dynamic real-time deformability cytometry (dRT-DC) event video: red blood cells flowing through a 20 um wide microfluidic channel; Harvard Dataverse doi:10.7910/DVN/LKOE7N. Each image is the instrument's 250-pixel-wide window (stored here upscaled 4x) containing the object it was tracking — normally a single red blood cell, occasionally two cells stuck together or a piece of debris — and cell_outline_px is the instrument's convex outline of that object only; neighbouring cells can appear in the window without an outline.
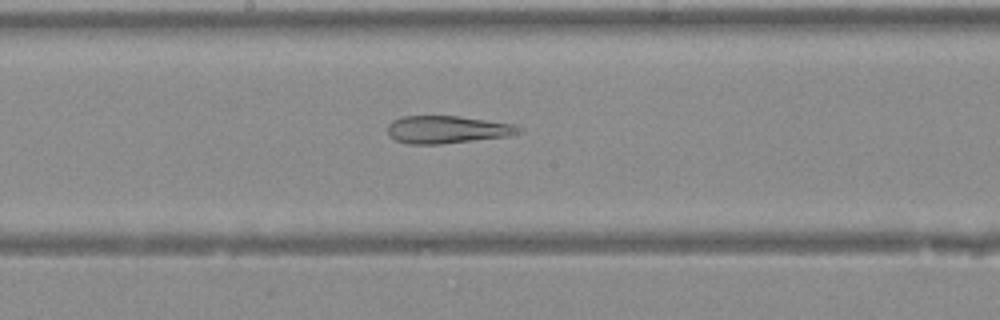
{"species": "Egyptian fruit bat (a non-hibernating species)", "species_latin": "Rousettus aegyptiacus", "temperature_condition": "warm", "stored_images_in_passage": 37, "camera_frame_rate_fps": 3000, "um_per_image_px": 0.085, "animal": {"sex": "female"}, "frame": {"image": 1, "passage_image": 18, "time_ms": 5.667, "image_size_px": [1000, 320], "cell_outline_px": [[524, 132], [504, 136], [440, 144], [408, 144], [396, 140], [388, 136], [388, 124], [392, 120], [404, 116], [456, 116], [516, 124]], "centroid_in_image_um": [37.97, 11.01], "position_along_channel_um": 210.2, "area_um2": 20.92}}
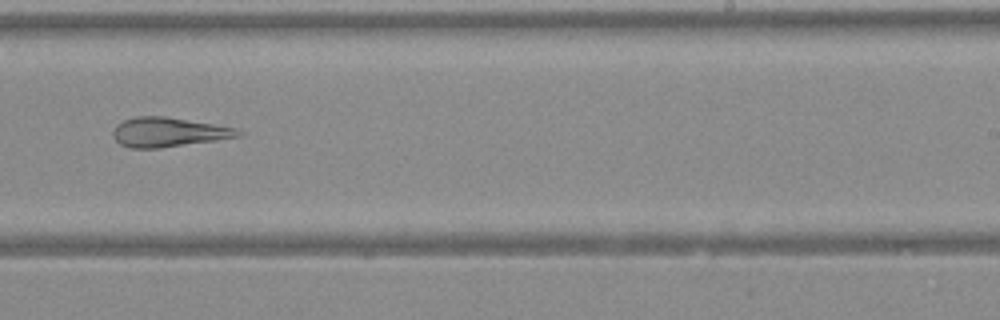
{"frame": {"image": 2, "passage_image": 22, "time_ms": 7.0, "image_size_px": [1000, 320], "cell_outline_px": [[244, 136], [160, 148], [132, 148], [120, 144], [112, 136], [112, 132], [116, 124], [124, 120], [136, 116], [164, 116], [236, 128], [244, 132]], "centroid_in_image_um": [14.32, 11.23], "position_along_channel_um": 274.7, "area_um2": 21.44}}
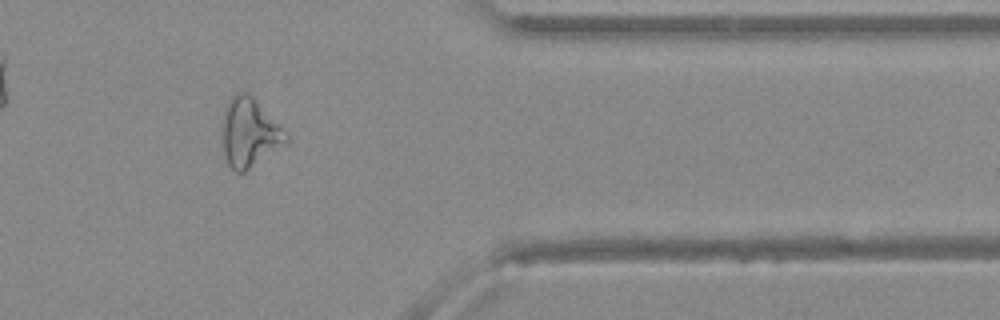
{"frame": {"image": 3, "passage_image": 30, "time_ms": 9.667, "image_size_px": [1000, 320], "cell_outline_px": [[288, 144], [244, 172], [236, 172], [228, 164], [224, 156], [224, 108], [228, 100], [232, 96], [240, 92], [248, 92], [288, 132]], "centroid_in_image_um": [21.26, 11.29], "position_along_channel_um": 390.1, "area_um2": 25.55}}